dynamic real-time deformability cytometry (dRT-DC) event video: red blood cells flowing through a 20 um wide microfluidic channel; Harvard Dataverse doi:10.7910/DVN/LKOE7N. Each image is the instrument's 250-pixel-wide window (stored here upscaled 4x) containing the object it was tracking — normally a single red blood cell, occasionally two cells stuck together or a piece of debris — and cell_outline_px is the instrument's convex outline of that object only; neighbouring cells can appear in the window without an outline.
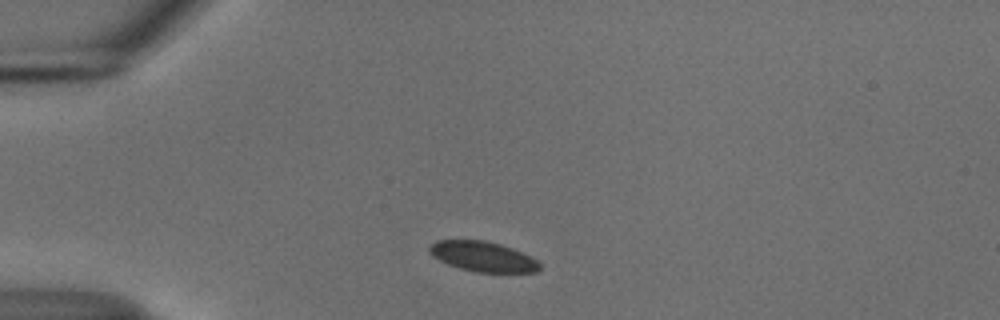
{"species": "common noctule bat (a hibernating species)", "species_latin": "Nyctalus noctula", "temperature_condition": "cold", "stored_images_in_passage": 42, "camera_frame_rate_fps": 3000, "um_per_image_px": 0.085, "animal": {"sex": "male", "body_mass_g": 18.8}, "frame": {"image": 1, "passage_image": 1, "time_ms": 0.0, "image_size_px": [1000, 320], "cell_outline_px": [[540, 268], [536, 272], [476, 272], [460, 268], [448, 264], [432, 256], [428, 252], [428, 248], [436, 240], [484, 240], [500, 244], [512, 248], [536, 260], [540, 264]], "centroid_in_image_um": [41.01, 21.8], "position_along_channel_um": 44.0, "area_um2": 19.13}}
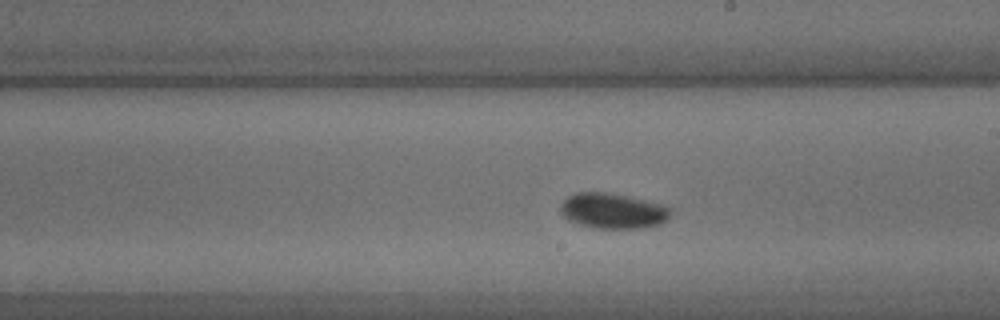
{"frame": {"image": 2, "passage_image": 19, "time_ms": 6.0, "image_size_px": [1000, 320], "cell_outline_px": [[672, 212], [660, 224], [644, 228], [592, 228], [580, 224], [564, 216], [560, 212], [560, 204], [568, 196], [576, 192], [604, 192], [644, 200], [660, 204], [668, 208]], "centroid_in_image_um": [52.05, 17.93], "position_along_channel_um": 236.9, "area_um2": 22.31}}
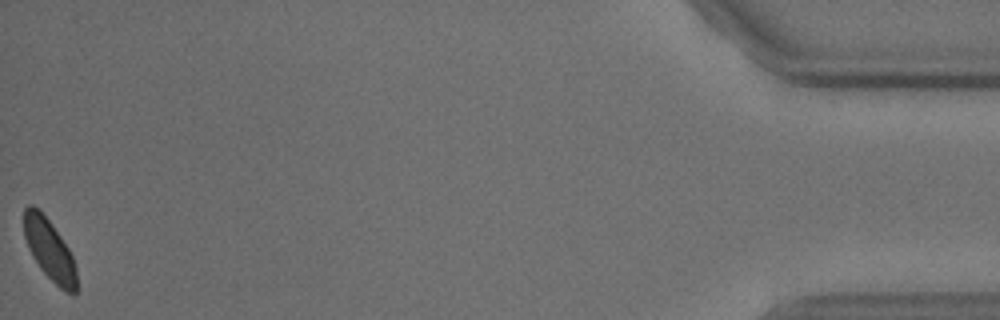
{"frame": {"image": 3, "passage_image": 42, "time_ms": 13.667, "image_size_px": [1000, 320], "cell_outline_px": [[76, 292], [64, 292], [40, 268], [32, 256], [28, 248], [24, 236], [24, 208], [28, 204], [32, 204], [52, 224], [68, 248], [72, 256], [76, 268]], "centroid_in_image_um": [4.19, 21.22], "position_along_channel_um": 431.0, "area_um2": 18.38}}